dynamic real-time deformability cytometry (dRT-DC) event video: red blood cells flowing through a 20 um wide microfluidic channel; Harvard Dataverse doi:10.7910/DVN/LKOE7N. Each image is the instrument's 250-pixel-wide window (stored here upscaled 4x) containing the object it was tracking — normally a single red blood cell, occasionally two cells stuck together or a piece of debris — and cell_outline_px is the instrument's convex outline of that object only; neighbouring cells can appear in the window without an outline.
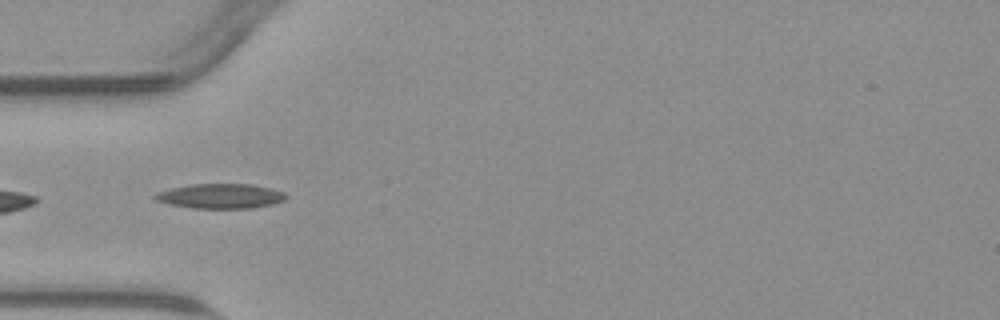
{"species": "common noctule bat (a hibernating species)", "species_latin": "Nyctalus noctula", "temperature_condition": "warm", "stored_images_in_passage": 11, "camera_frame_rate_fps": 3000, "um_per_image_px": 0.085, "animal": {"sex": "male", "body_mass_g": 23.1, "forearm_length_mm": 52.7}, "frame": {"image": 1, "passage_image": 2, "time_ms": 0.333, "image_size_px": [1000, 320], "cell_outline_px": [[288, 196], [284, 200], [272, 204], [248, 208], [196, 208], [172, 204], [156, 200], [152, 196], [156, 192], [172, 188], [192, 184], [252, 184], [284, 192]], "centroid_in_image_um": [18.74, 16.66], "position_along_channel_um": 66.3, "area_um2": 18.61}}
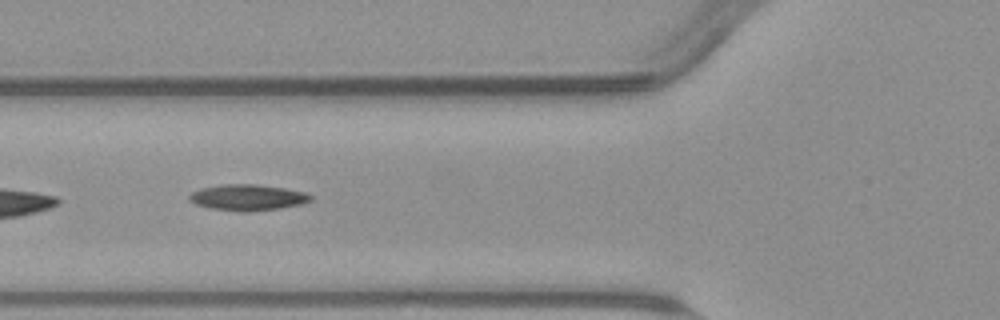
{"frame": {"image": 2, "passage_image": 5, "time_ms": 1.333, "image_size_px": [1000, 320], "cell_outline_px": [[312, 200], [300, 204], [280, 208], [248, 212], [240, 212], [212, 208], [196, 204], [188, 200], [188, 196], [192, 192], [200, 188], [220, 184], [256, 184], [284, 188], [308, 192], [312, 196]], "centroid_in_image_um": [21.05, 16.78], "position_along_channel_um": 104.7, "area_um2": 18.55}}